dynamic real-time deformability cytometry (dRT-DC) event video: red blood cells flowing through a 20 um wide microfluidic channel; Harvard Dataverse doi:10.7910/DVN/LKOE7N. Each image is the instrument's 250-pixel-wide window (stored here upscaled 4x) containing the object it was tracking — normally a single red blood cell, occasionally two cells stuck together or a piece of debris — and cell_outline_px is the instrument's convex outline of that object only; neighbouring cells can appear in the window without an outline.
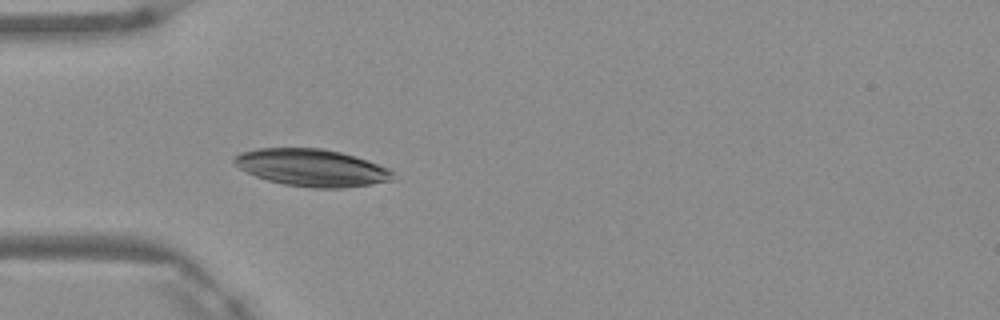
{"species": "Egyptian fruit bat (a non-hibernating species)", "species_latin": "Rousettus aegyptiacus", "temperature_condition": "warm", "stored_images_in_passage": 4, "camera_frame_rate_fps": 3000, "um_per_image_px": 0.085, "frame": {"image": 1, "passage_image": 4, "time_ms": 1.0, "image_size_px": [1000, 320], "cell_outline_px": [[392, 180], [372, 184], [344, 188], [312, 188], [284, 184], [268, 180], [256, 176], [240, 168], [232, 160], [232, 156], [240, 152], [256, 148], [324, 148], [356, 156], [368, 160], [388, 168], [392, 172]], "centroid_in_image_um": [26.48, 14.24], "position_along_channel_um": 58.5, "area_um2": 34.45}}